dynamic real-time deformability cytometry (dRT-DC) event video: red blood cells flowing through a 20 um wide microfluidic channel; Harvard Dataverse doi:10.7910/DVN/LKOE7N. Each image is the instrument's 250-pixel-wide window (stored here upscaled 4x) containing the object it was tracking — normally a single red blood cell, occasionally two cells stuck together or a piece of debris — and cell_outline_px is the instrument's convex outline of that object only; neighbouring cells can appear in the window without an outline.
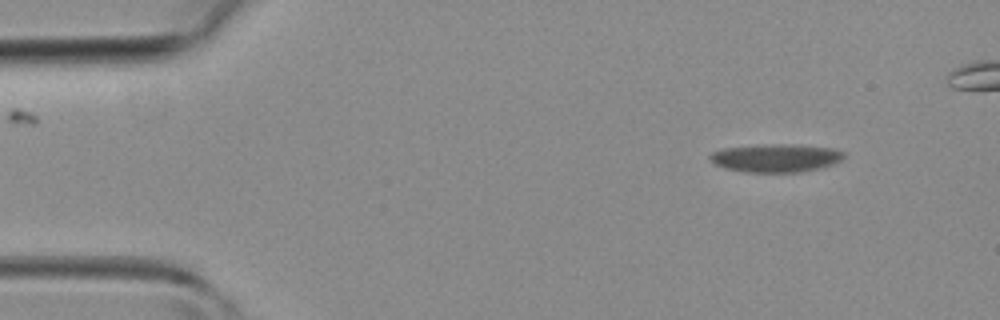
{"species": "common noctule bat (a hibernating species)", "species_latin": "Nyctalus noctula", "temperature_condition": "room temperature", "stored_images_in_passage": 41, "camera_frame_rate_fps": 3000, "um_per_image_px": 0.085, "animal": {"sex": "female", "body_mass_g": 19.3, "forearm_length_mm": 54.1}, "frame": {"image": 1, "passage_image": 1, "time_ms": 0.0, "image_size_px": [1000, 320], "cell_outline_px": [[844, 156], [840, 160], [832, 164], [800, 172], [744, 172], [728, 168], [716, 164], [708, 156], [712, 152], [724, 148], [772, 144], [792, 144], [832, 148], [844, 152]], "centroid_in_image_um": [65.95, 13.42], "position_along_channel_um": 19.1, "area_um2": 21.56}}
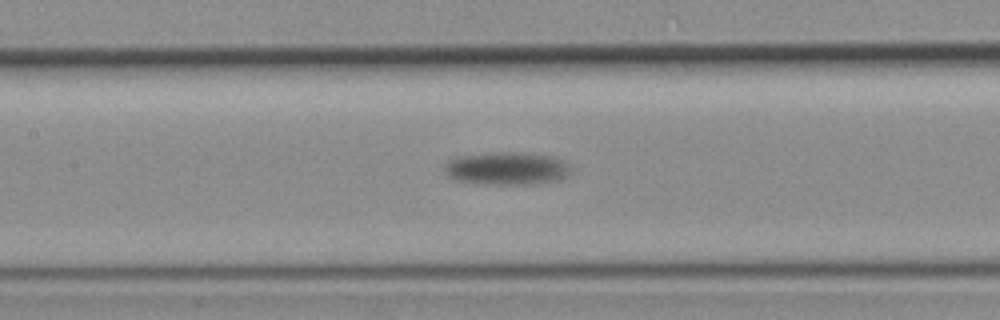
{"frame": {"image": 2, "passage_image": 17, "time_ms": 5.333, "image_size_px": [1000, 320], "cell_outline_px": [[576, 172], [560, 180], [532, 184], [484, 184], [456, 180], [448, 176], [444, 172], [444, 164], [448, 160], [456, 156], [500, 152], [512, 152], [552, 156], [568, 164]], "centroid_in_image_um": [43.1, 14.33], "position_along_channel_um": 164.3, "area_um2": 24.45}}
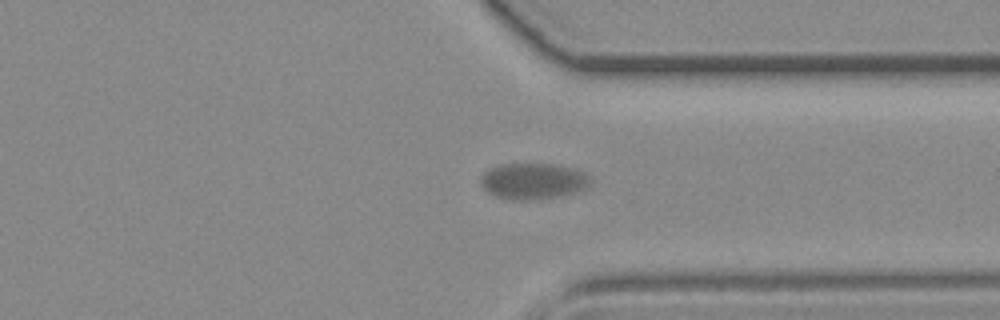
{"frame": {"image": 3, "passage_image": 31, "time_ms": 10.0, "image_size_px": [1000, 320], "cell_outline_px": [[592, 180], [584, 188], [560, 196], [536, 200], [512, 200], [496, 196], [488, 192], [480, 184], [480, 176], [488, 168], [500, 164], [548, 164], [572, 168], [584, 172]], "centroid_in_image_um": [45.25, 15.4], "position_along_channel_um": 366.1, "area_um2": 23.0}}